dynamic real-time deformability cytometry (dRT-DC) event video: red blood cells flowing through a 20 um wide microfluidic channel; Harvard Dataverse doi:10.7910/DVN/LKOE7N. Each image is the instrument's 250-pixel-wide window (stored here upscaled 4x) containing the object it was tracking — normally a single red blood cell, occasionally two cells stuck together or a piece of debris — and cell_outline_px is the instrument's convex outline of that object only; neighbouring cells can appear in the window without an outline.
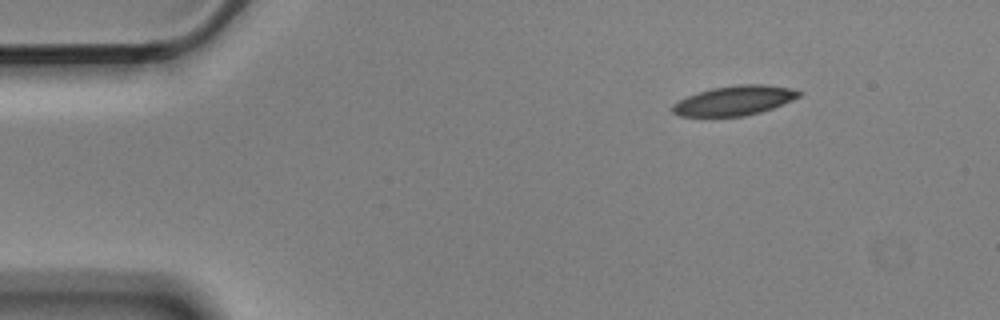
{"species": "Egyptian fruit bat (a non-hibernating species)", "species_latin": "Rousettus aegyptiacus", "temperature_condition": "cold", "stored_images_in_passage": 3, "camera_frame_rate_fps": 3000, "um_per_image_px": 0.085, "animal": {"sex": "male"}, "frame": {"image": 1, "passage_image": 1, "time_ms": 0.0, "image_size_px": [1000, 320], "cell_outline_px": [[804, 92], [800, 96], [792, 100], [772, 108], [760, 112], [744, 116], [680, 116], [672, 112], [672, 104], [688, 96], [712, 88], [736, 84], [764, 84], [792, 88]], "centroid_in_image_um": [62.46, 8.54], "position_along_channel_um": 22.5, "area_um2": 21.73}}